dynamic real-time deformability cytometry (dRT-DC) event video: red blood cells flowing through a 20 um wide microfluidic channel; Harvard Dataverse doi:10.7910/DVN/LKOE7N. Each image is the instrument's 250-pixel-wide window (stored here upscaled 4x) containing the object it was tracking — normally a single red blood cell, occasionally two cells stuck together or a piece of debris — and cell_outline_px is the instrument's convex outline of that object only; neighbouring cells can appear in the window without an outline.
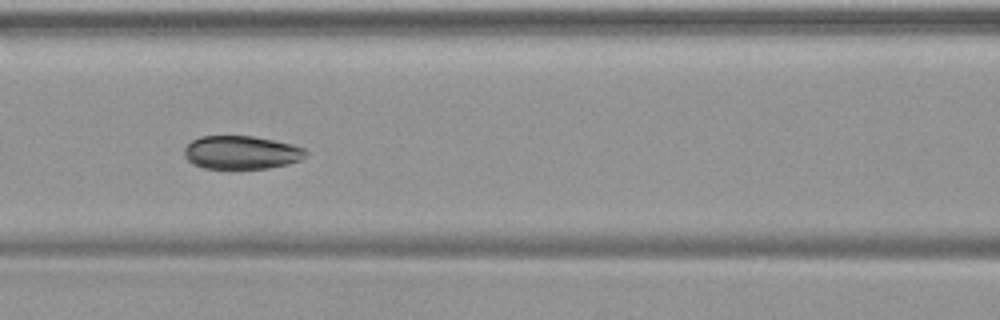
{"species": "common noctule bat (a hibernating species)", "species_latin": "Nyctalus noctula", "temperature_condition": "warm", "stored_images_in_passage": 26, "camera_frame_rate_fps": 3000, "um_per_image_px": 0.085, "animal": {"sex": "female", "body_mass_g": 19.9}, "frame": {"image": 1, "passage_image": 8, "time_ms": 2.333, "image_size_px": [1000, 320], "cell_outline_px": [[308, 152], [300, 160], [288, 164], [268, 168], [204, 168], [192, 164], [184, 156], [184, 148], [192, 140], [200, 136], [252, 136], [292, 144], [304, 148]], "centroid_in_image_um": [20.5, 12.96], "position_along_channel_um": 146.1, "area_um2": 23.52}}